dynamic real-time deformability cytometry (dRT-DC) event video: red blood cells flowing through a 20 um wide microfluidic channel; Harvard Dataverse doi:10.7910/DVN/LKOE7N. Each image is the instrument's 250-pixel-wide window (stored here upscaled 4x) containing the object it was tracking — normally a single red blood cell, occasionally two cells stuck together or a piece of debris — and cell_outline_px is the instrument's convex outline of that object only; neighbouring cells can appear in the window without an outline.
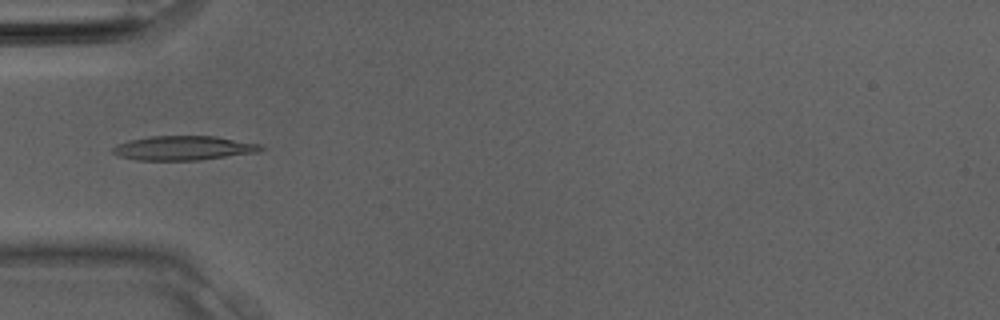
{"species": "Egyptian fruit bat (a non-hibernating species)", "species_latin": "Rousettus aegyptiacus", "temperature_condition": "room temperature", "stored_images_in_passage": 30, "camera_frame_rate_fps": 3000, "um_per_image_px": 0.085, "animal": {"sex": "male"}, "frame": {"image": 1, "passage_image": 8, "time_ms": 2.333, "image_size_px": [1000, 320], "cell_outline_px": [[268, 148], [256, 152], [200, 160], [136, 160], [120, 156], [112, 152], [112, 148], [116, 144], [148, 136], [216, 136], [260, 144]], "centroid_in_image_um": [15.62, 12.58], "position_along_channel_um": 69.4, "area_um2": 20.92}}
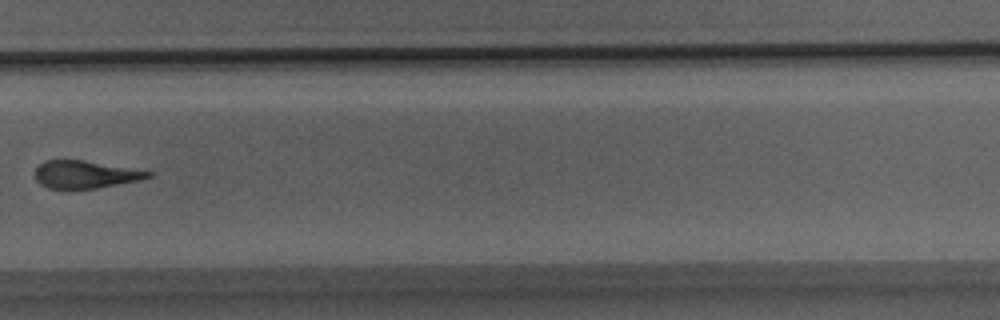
{"frame": {"image": 2, "passage_image": 20, "time_ms": 6.333, "image_size_px": [1000, 320], "cell_outline_px": [[152, 176], [140, 180], [96, 188], [48, 188], [40, 184], [36, 180], [36, 168], [44, 160], [84, 160], [152, 172]], "centroid_in_image_um": [7.22, 14.82], "position_along_channel_um": 322.6, "area_um2": 17.86}}
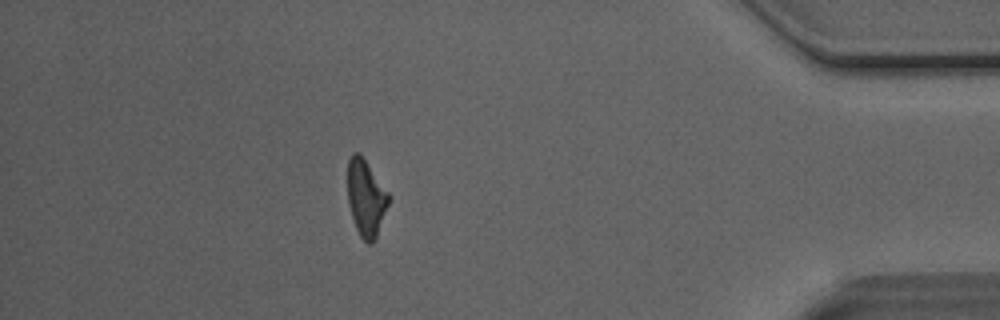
{"frame": {"image": 3, "passage_image": 26, "time_ms": 8.333, "image_size_px": [1000, 320], "cell_outline_px": [[388, 204], [376, 236], [372, 244], [368, 244], [360, 236], [356, 228], [348, 204], [348, 160], [352, 152], [356, 152], [364, 160], [388, 192]], "centroid_in_image_um": [31.08, 16.84], "position_along_channel_um": 404.1, "area_um2": 17.69}}